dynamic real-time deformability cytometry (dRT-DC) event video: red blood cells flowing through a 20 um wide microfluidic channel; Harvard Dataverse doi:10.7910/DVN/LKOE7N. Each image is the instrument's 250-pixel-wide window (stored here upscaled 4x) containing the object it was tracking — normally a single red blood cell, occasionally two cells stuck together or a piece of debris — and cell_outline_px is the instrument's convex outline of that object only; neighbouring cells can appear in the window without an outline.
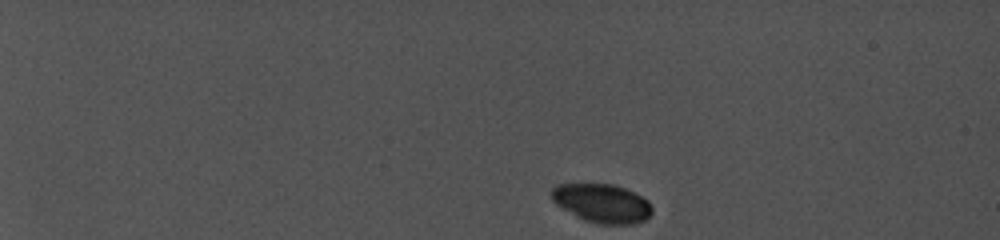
{"species": "common noctule bat (a hibernating species)", "species_latin": "Nyctalus noctula", "temperature_condition": "cold", "stored_images_in_passage": 21, "camera_frame_rate_fps": 5000, "um_per_image_px": 0.085, "animal": {"sex": "female", "body_mass_g": 19.0, "forearm_length_mm": 56.7}, "frame": {"image": 1, "passage_image": 1, "time_ms": 0.0, "image_size_px": [1000, 240], "cell_outline_px": [[652, 212], [644, 220], [636, 224], [596, 224], [584, 220], [576, 216], [556, 204], [552, 200], [548, 192], [556, 184], [616, 184], [648, 200], [652, 208]], "centroid_in_image_um": [51.14, 17.27], "position_along_channel_um": 33.9, "area_um2": 22.83}}
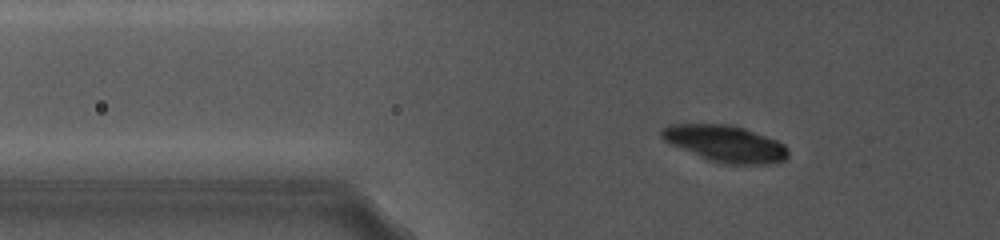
{"frame": {"image": 2, "passage_image": 16, "time_ms": 3.8, "image_size_px": [1000, 240], "cell_outline_px": [[788, 156], [784, 160], [776, 164], [724, 164], [708, 160], [672, 144], [664, 140], [660, 136], [660, 128], [672, 124], [728, 124], [744, 128], [776, 140], [784, 144], [788, 148]], "centroid_in_image_um": [61.67, 12.21], "position_along_channel_um": 64.1, "area_um2": 26.93}}